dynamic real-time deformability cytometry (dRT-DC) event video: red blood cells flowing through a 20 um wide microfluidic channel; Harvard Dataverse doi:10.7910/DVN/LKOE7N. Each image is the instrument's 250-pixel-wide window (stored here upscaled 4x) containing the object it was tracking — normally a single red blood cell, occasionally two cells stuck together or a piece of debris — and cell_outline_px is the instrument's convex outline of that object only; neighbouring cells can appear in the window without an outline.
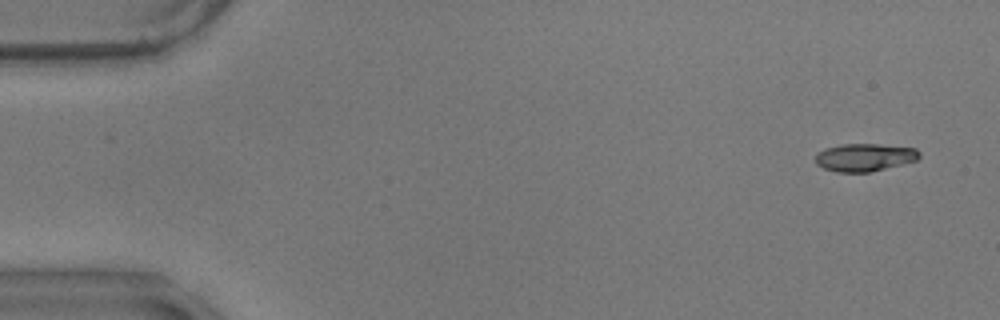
{"species": "common noctule bat (a hibernating species)", "species_latin": "Nyctalus noctula", "temperature_condition": "warm", "stored_images_in_passage": 56, "camera_frame_rate_fps": 3000, "um_per_image_px": 0.085, "animal": {"sex": "male", "body_mass_g": 17.9}, "frame": {"image": 1, "passage_image": 1, "time_ms": 0.0, "image_size_px": [1000, 320], "cell_outline_px": [[920, 156], [916, 160], [868, 172], [836, 172], [824, 168], [816, 164], [816, 152], [824, 148], [840, 144], [876, 144], [916, 148], [920, 152]], "centroid_in_image_um": [73.44, 13.36], "position_along_channel_um": 11.6, "area_um2": 16.7}}
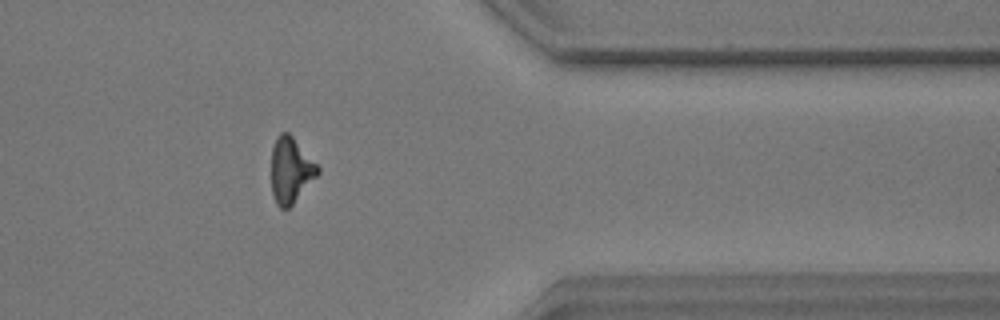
{"frame": {"image": 2, "passage_image": 45, "time_ms": 14.667, "image_size_px": [1000, 320], "cell_outline_px": [[320, 172], [292, 204], [288, 208], [280, 208], [276, 204], [272, 192], [272, 148], [276, 136], [280, 132], [288, 132], [292, 136], [320, 168]], "centroid_in_image_um": [24.7, 14.45], "position_along_channel_um": 386.7, "area_um2": 17.46}}
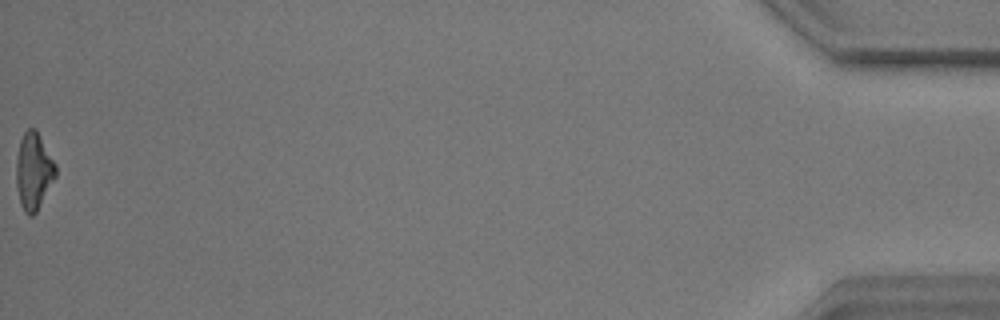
{"frame": {"image": 3, "passage_image": 56, "time_ms": 18.333, "image_size_px": [1000, 320], "cell_outline_px": [[56, 176], [36, 212], [32, 216], [28, 216], [24, 212], [20, 204], [16, 188], [16, 156], [20, 140], [24, 132], [28, 128], [36, 128], [56, 164]], "centroid_in_image_um": [2.84, 14.54], "position_along_channel_um": 432.4, "area_um2": 17.86}, "authors_computed_cell_mechanics": {"area_um2": 17.7735, "velocity_mm_per_s": 3.5075, "shape_relaxation_time_tau1_ms": 7.3983, "shape_relaxation_time_tau2_ms": 3.1535, "deformation_change_tau1": 0.2186, "deformation_change_tau2": 0.1141}}